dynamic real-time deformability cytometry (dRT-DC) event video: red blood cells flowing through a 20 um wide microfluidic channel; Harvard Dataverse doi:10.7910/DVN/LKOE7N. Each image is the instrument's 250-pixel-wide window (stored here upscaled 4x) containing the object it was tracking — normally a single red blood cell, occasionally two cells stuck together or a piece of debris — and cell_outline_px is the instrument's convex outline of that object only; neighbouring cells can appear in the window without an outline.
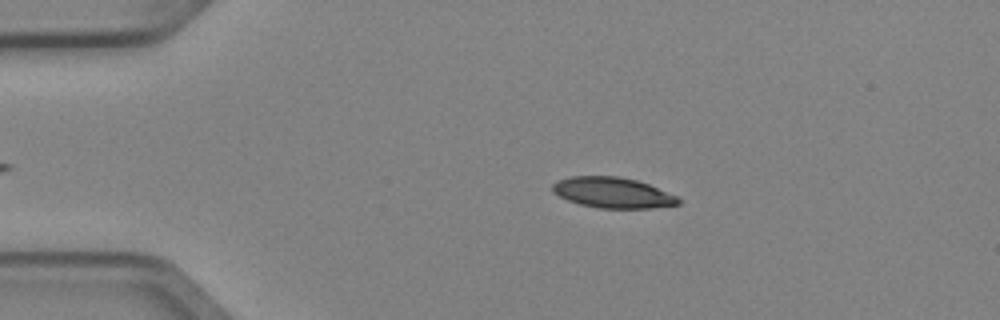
{"species": "Egyptian fruit bat (a non-hibernating species)", "species_latin": "Rousettus aegyptiacus", "temperature_condition": "cold", "stored_images_in_passage": 4, "camera_frame_rate_fps": 3000, "um_per_image_px": 0.085, "animal": {"sex": "female"}, "frame": {"image": 1, "passage_image": 2, "time_ms": 0.333, "image_size_px": [1000, 320], "cell_outline_px": [[680, 204], [652, 208], [600, 208], [580, 204], [568, 200], [552, 192], [552, 184], [556, 180], [572, 176], [620, 176], [636, 180], [648, 184], [676, 196], [680, 200]], "centroid_in_image_um": [52.05, 16.37], "position_along_channel_um": 33.0, "area_um2": 22.37}}
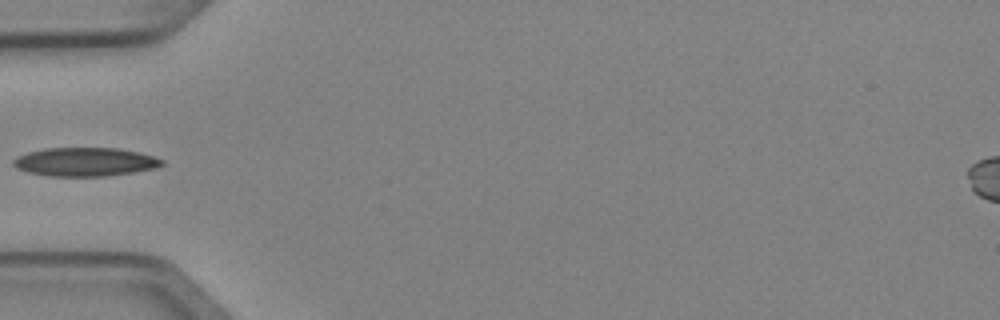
{"frame": {"image": 2, "passage_image": 3, "time_ms": 0.667, "image_size_px": [1000, 320], "cell_outline_px": [[164, 164], [156, 168], [132, 172], [104, 176], [48, 176], [28, 172], [16, 168], [12, 164], [12, 160], [28, 152], [44, 148], [120, 148], [152, 156], [164, 160]], "centroid_in_image_um": [7.21, 13.76], "position_along_channel_um": 77.8, "area_um2": 24.68}}
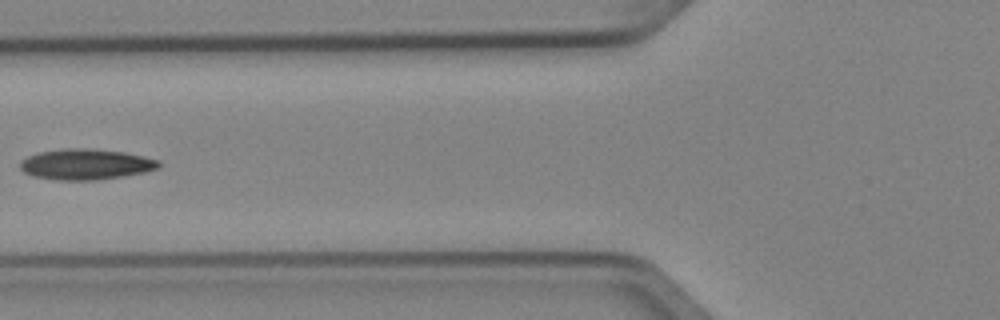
{"frame": {"image": 3, "passage_image": 4, "time_ms": 1.0, "image_size_px": [1000, 320], "cell_outline_px": [[160, 168], [144, 172], [96, 180], [56, 180], [36, 176], [24, 172], [20, 168], [20, 160], [36, 152], [64, 148], [88, 148], [124, 152], [144, 156], [160, 160]], "centroid_in_image_um": [7.29, 13.95], "position_along_channel_um": 118.5, "area_um2": 24.85}}